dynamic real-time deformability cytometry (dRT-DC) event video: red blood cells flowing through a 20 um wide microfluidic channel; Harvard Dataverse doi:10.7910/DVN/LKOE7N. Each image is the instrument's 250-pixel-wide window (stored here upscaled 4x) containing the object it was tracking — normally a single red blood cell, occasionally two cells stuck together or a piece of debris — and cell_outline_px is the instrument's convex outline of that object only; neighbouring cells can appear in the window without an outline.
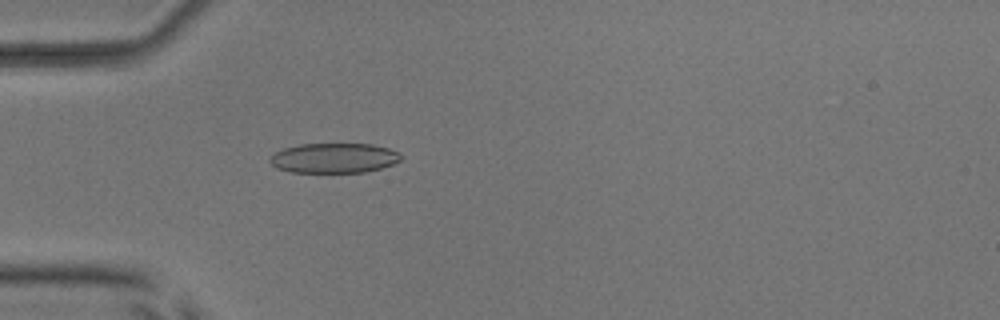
{"species": "common noctule bat (a hibernating species)", "species_latin": "Nyctalus noctula", "temperature_condition": "room temperature", "stored_images_in_passage": 3, "camera_frame_rate_fps": 3000, "um_per_image_px": 0.085, "animal": {"sex": "male", "body_mass_g": 17.9, "forearm_length_mm": 54.2}, "frame": {"image": 1, "passage_image": 3, "time_ms": 3.0, "image_size_px": [1000, 320], "cell_outline_px": [[404, 156], [400, 160], [392, 164], [380, 168], [364, 172], [292, 172], [276, 168], [268, 160], [276, 152], [284, 148], [300, 144], [372, 144], [388, 148], [400, 152]], "centroid_in_image_um": [28.41, 13.43], "position_along_channel_um": 56.6, "area_um2": 22.77}}